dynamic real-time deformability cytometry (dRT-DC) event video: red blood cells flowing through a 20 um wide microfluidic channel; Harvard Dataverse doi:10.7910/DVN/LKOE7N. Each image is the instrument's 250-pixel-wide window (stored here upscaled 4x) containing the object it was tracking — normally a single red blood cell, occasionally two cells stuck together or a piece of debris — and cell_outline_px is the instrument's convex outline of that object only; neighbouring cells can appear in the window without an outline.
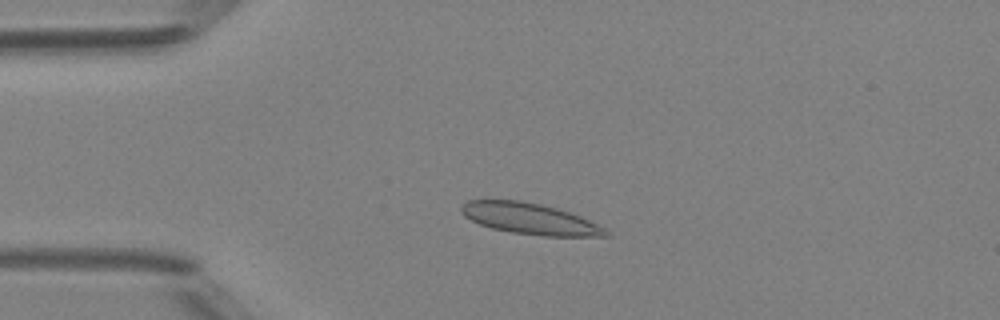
{"species": "Egyptian fruit bat (a non-hibernating species)", "species_latin": "Rousettus aegyptiacus", "temperature_condition": "room temperature", "stored_images_in_passage": 46, "camera_frame_rate_fps": 3000, "um_per_image_px": 0.085, "animal": {"sex": "female"}, "frame": {"image": 1, "passage_image": 9, "time_ms": 2.667, "image_size_px": [1000, 320], "cell_outline_px": [[612, 236], [544, 236], [512, 232], [492, 228], [480, 224], [464, 216], [460, 212], [460, 208], [468, 200], [520, 200], [540, 204], [556, 208], [580, 216], [612, 232]], "centroid_in_image_um": [45.05, 18.59], "position_along_channel_um": 40.0, "area_um2": 26.01}}
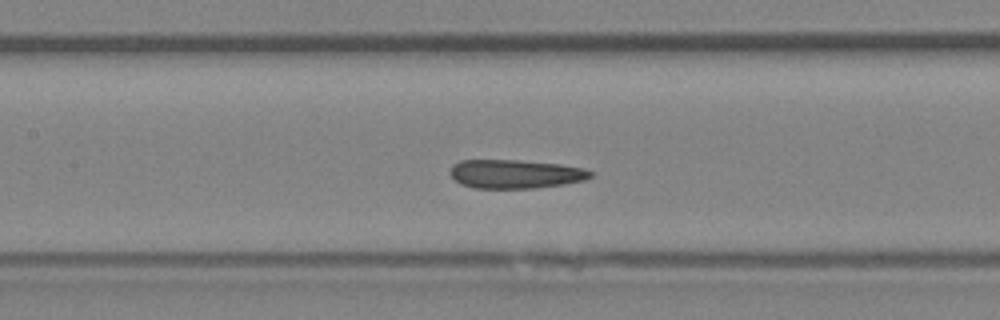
{"frame": {"image": 2, "passage_image": 20, "time_ms": 6.333, "image_size_px": [1000, 320], "cell_outline_px": [[596, 172], [592, 176], [584, 180], [564, 184], [536, 188], [472, 188], [460, 184], [448, 172], [452, 164], [460, 160], [520, 160], [560, 164], [584, 168]], "centroid_in_image_um": [43.8, 14.78], "position_along_channel_um": 163.6, "area_um2": 23.81}}
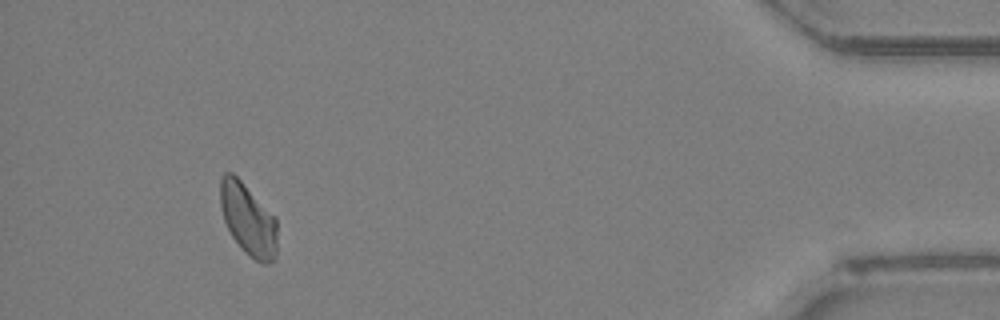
{"frame": {"image": 3, "passage_image": 43, "time_ms": 14.0, "image_size_px": [1000, 320], "cell_outline_px": [[276, 256], [268, 264], [264, 264], [256, 260], [244, 252], [232, 236], [224, 220], [220, 204], [220, 176], [224, 172], [232, 172], [276, 216]], "centroid_in_image_um": [21.08, 18.63], "position_along_channel_um": 414.1, "area_um2": 23.81}, "authors_computed_cell_mechanics": {"area_um2": 23.8714, "velocity_mm_per_s": 4.1313, "shape_relaxation_time_tau1_ms": 7.8561, "shape_relaxation_time_tau2_ms": 4.4971, "deformation_change_tau1": 0.1209, "deformation_change_tau2": 0.0785}}